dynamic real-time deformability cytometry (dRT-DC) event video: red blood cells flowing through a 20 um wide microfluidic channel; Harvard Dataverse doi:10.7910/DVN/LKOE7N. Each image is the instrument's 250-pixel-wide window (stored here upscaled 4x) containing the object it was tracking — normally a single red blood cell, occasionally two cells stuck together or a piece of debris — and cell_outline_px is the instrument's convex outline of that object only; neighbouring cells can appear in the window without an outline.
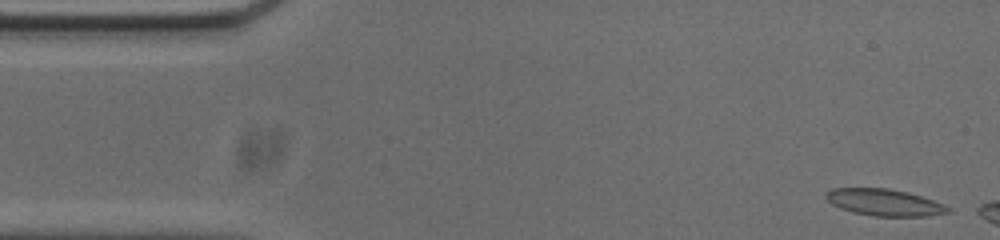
{"species": "common noctule bat (a hibernating species)", "species_latin": "Nyctalus noctula", "temperature_condition": "cold", "stored_images_in_passage": 45, "camera_frame_rate_fps": 3000, "um_per_image_px": 0.085, "animal": {"sex": "male", "body_mass_g": 20.0, "forearm_length_mm": 53.3}, "frame": {"image": 1, "passage_image": 1, "time_ms": 0.0, "image_size_px": [1000, 240], "cell_outline_px": [[952, 208], [948, 212], [928, 216], [872, 216], [852, 212], [840, 208], [832, 204], [824, 196], [824, 192], [832, 188], [888, 188], [908, 192], [944, 204]], "centroid_in_image_um": [75.14, 17.2], "position_along_channel_um": 9.9, "area_um2": 19.07}}
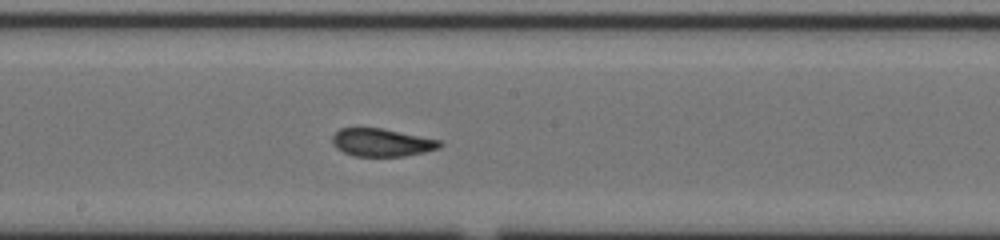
{"frame": {"image": 2, "passage_image": 26, "time_ms": 8.333, "image_size_px": [1000, 240], "cell_outline_px": [[444, 144], [440, 148], [424, 152], [404, 156], [356, 156], [344, 152], [336, 148], [332, 144], [332, 136], [340, 128], [380, 128], [440, 140]], "centroid_in_image_um": [32.45, 12.11], "position_along_channel_um": 215.8, "area_um2": 17.34}}
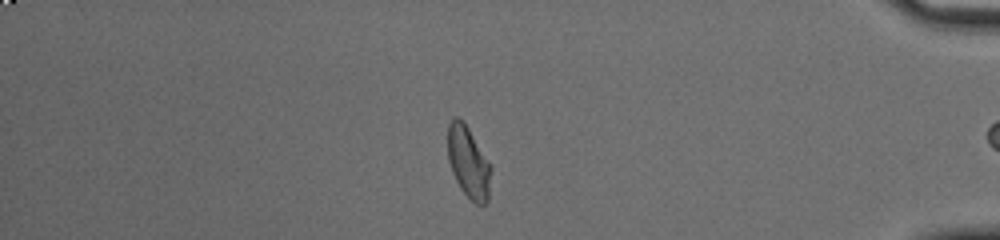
{"frame": {"image": 3, "passage_image": 44, "time_ms": 14.333, "image_size_px": [1000, 240], "cell_outline_px": [[492, 168], [488, 200], [484, 204], [476, 204], [460, 188], [452, 172], [448, 160], [448, 124], [452, 116], [460, 116], [464, 120]], "centroid_in_image_um": [39.8, 13.74], "position_along_channel_um": 395.4, "area_um2": 18.09}, "authors_computed_cell_mechanics": {"area_um2": 18.0914, "velocity_mm_per_s": 3.7136, "shape_relaxation_time_tau1_ms": null, "shape_relaxation_time_tau2_ms": 1.4127, "deformation_change_tau1": null, "deformation_change_tau2": 0.0698}}